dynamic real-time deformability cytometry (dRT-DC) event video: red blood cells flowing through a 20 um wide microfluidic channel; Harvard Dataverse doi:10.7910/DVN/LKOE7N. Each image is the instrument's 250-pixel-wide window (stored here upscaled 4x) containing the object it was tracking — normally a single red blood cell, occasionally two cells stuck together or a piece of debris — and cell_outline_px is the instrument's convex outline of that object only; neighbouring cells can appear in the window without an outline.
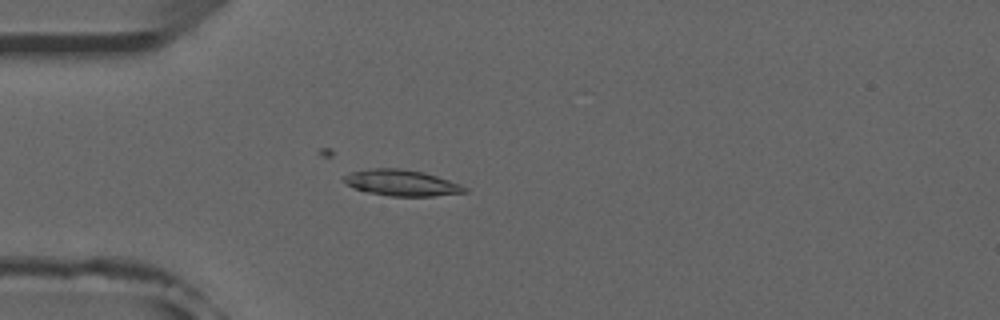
{"species": "common noctule bat (a hibernating species)", "species_latin": "Nyctalus noctula", "temperature_condition": "room temperature", "stored_images_in_passage": 51, "camera_frame_rate_fps": 3000, "um_per_image_px": 0.085, "animal": {"sex": "male", "forearm_length_mm": 52.5}, "frame": {"image": 1, "passage_image": 14, "time_ms": 4.333, "image_size_px": [1000, 320], "cell_outline_px": [[468, 192], [432, 196], [392, 196], [368, 192], [352, 188], [344, 180], [344, 176], [352, 172], [372, 168], [400, 168], [424, 172], [460, 184], [468, 188]], "centroid_in_image_um": [34.16, 15.54], "position_along_channel_um": 50.8, "area_um2": 18.21}}
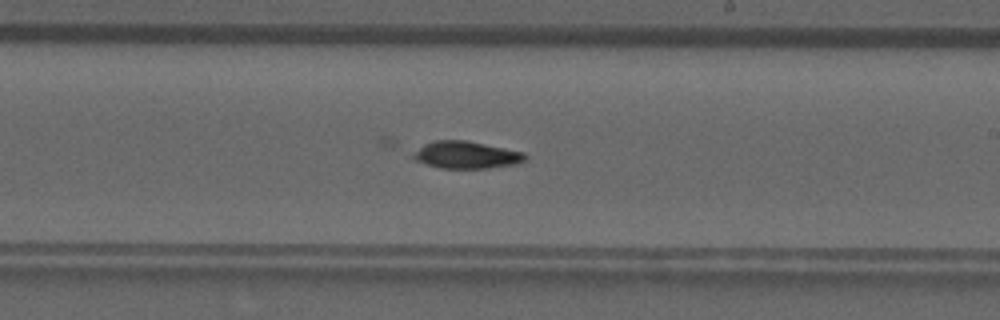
{"frame": {"image": 2, "passage_image": 30, "time_ms": 9.667, "image_size_px": [1000, 320], "cell_outline_px": [[528, 156], [524, 160], [516, 164], [488, 168], [440, 168], [416, 160], [412, 156], [424, 144], [432, 140], [464, 140], [524, 152]], "centroid_in_image_um": [39.66, 13.17], "position_along_channel_um": 249.3, "area_um2": 17.46}}
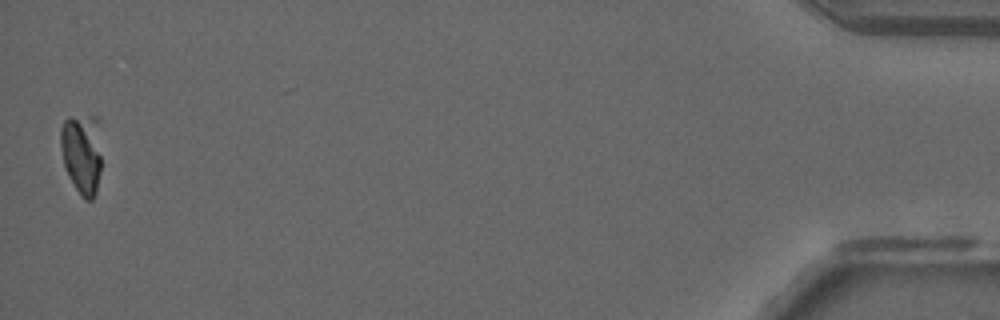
{"frame": {"image": 3, "passage_image": 51, "time_ms": 16.667, "image_size_px": [1000, 320], "cell_outline_px": [[100, 172], [96, 192], [92, 200], [84, 200], [80, 196], [68, 176], [64, 168], [60, 144], [60, 128], [64, 120], [68, 116], [100, 116]], "centroid_in_image_um": [6.96, 13.0], "position_along_channel_um": 428.2, "area_um2": 20.0}, "authors_computed_cell_mechanics": {"area_um2": 17.9758, "velocity_mm_per_s": 3.92, "shape_relaxation_time_tau1_ms": 6.8061, "shape_relaxation_time_tau2_ms": null, "deformation_change_tau1": 0.1842, "deformation_change_tau2": null}}